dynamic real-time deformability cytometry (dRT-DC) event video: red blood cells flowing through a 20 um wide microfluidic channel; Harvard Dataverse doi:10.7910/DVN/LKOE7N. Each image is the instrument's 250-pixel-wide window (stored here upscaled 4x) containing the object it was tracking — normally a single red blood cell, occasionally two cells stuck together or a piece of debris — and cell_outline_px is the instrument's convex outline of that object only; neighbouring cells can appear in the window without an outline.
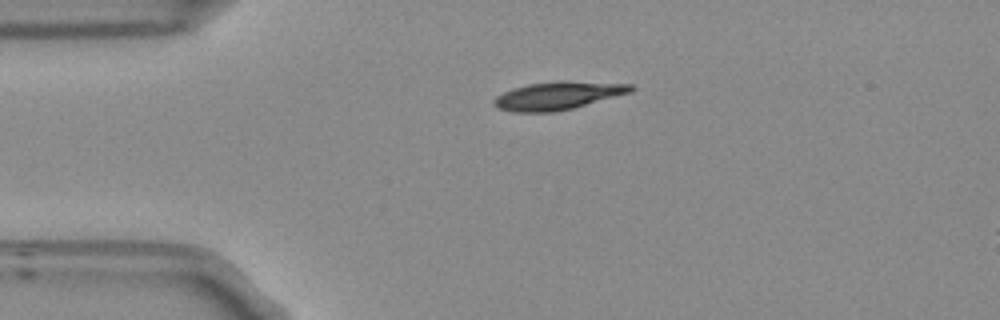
{"species": "Egyptian fruit bat (a non-hibernating species)", "species_latin": "Rousettus aegyptiacus", "temperature_condition": "room temperature", "stored_images_in_passage": 43, "camera_frame_rate_fps": 3000, "um_per_image_px": 0.085, "frame": {"image": 1, "passage_image": 1, "time_ms": 0.0, "image_size_px": [1000, 320], "cell_outline_px": [[636, 88], [632, 92], [572, 108], [552, 112], [512, 112], [496, 108], [492, 104], [492, 100], [496, 96], [512, 88], [528, 84], [560, 80], [568, 80], [632, 84]], "centroid_in_image_um": [47.41, 8.12], "position_along_channel_um": 37.6, "area_um2": 22.6}}
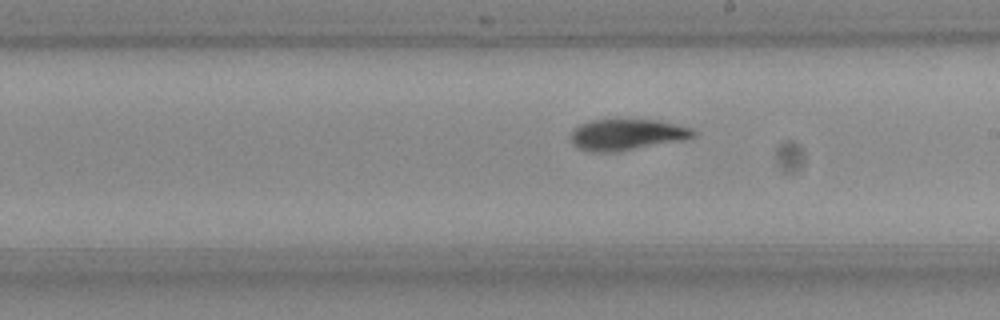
{"frame": {"image": 2, "passage_image": 19, "time_ms": 6.0, "image_size_px": [1000, 320], "cell_outline_px": [[696, 136], [688, 140], [616, 152], [600, 152], [580, 148], [572, 140], [572, 128], [588, 120], [616, 116], [660, 120], [692, 128], [696, 132]], "centroid_in_image_um": [53.35, 11.38], "position_along_channel_um": 235.6, "area_um2": 23.35}}
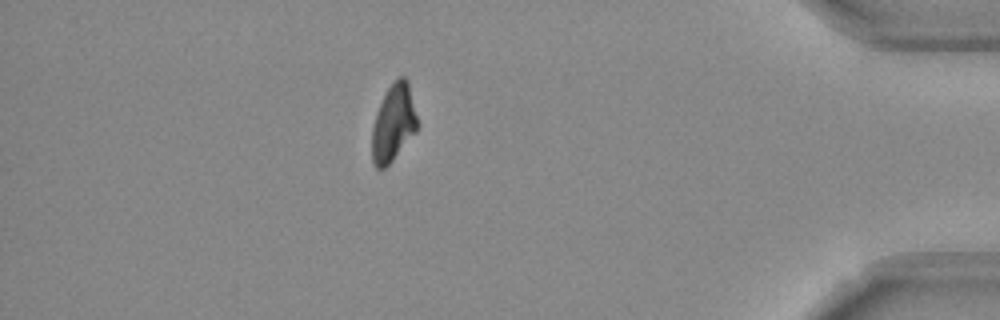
{"frame": {"image": 3, "passage_image": 36, "time_ms": 11.667, "image_size_px": [1000, 320], "cell_outline_px": [[420, 124], [416, 132], [392, 160], [384, 168], [376, 168], [372, 160], [372, 128], [376, 112], [388, 88], [400, 76], [404, 76], [408, 80]], "centroid_in_image_um": [33.47, 10.44], "position_along_channel_um": 401.7, "area_um2": 20.4}, "authors_computed_cell_mechanics": {"area_um2": 21.7906, "velocity_mm_per_s": 3.756, "shape_relaxation_time_tau1_ms": 3.9624, "shape_relaxation_time_tau2_ms": 2.9315, "deformation_change_tau1": 0.1645, "deformation_change_tau2": 0.0734}}